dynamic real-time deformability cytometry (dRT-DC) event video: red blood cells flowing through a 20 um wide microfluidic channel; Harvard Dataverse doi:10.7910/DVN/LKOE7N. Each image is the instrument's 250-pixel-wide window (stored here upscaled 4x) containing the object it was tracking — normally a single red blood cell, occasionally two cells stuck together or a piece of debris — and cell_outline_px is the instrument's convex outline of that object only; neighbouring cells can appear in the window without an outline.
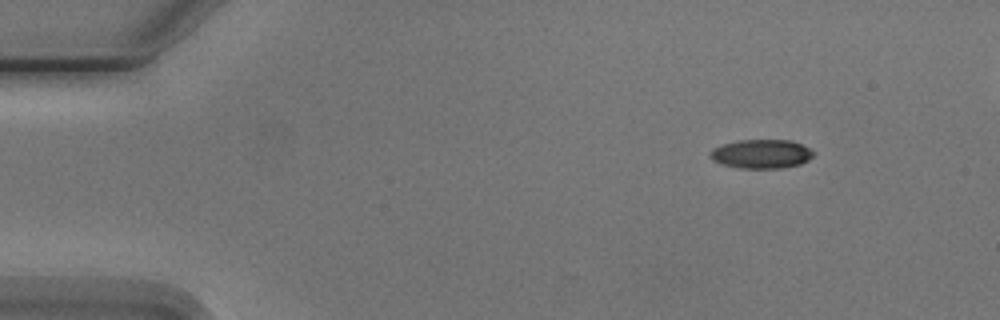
{"species": "Egyptian fruit bat (a non-hibernating species)", "species_latin": "Rousettus aegyptiacus", "temperature_condition": "cold", "stored_images_in_passage": 6, "camera_frame_rate_fps": 3000, "um_per_image_px": 0.085, "animal": {"sex": "male"}, "frame": {"image": 1, "passage_image": 1, "time_ms": 0.0, "image_size_px": [1000, 320], "cell_outline_px": [[812, 156], [808, 160], [800, 164], [776, 168], [740, 168], [720, 164], [712, 160], [712, 152], [716, 148], [724, 144], [740, 140], [792, 140], [808, 148], [812, 152]], "centroid_in_image_um": [64.72, 13.08], "position_along_channel_um": 20.3, "area_um2": 16.99}}
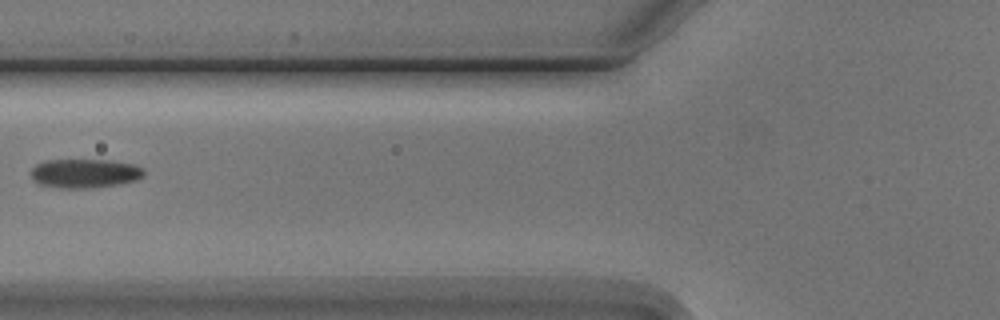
{"frame": {"image": 2, "passage_image": 5, "time_ms": 5.0, "image_size_px": [1000, 320], "cell_outline_px": [[144, 176], [136, 180], [116, 184], [92, 188], [60, 188], [40, 184], [32, 180], [32, 168], [36, 164], [44, 160], [112, 160], [136, 164], [144, 168]], "centroid_in_image_um": [7.22, 14.72], "position_along_channel_um": 118.6, "area_um2": 19.25}}
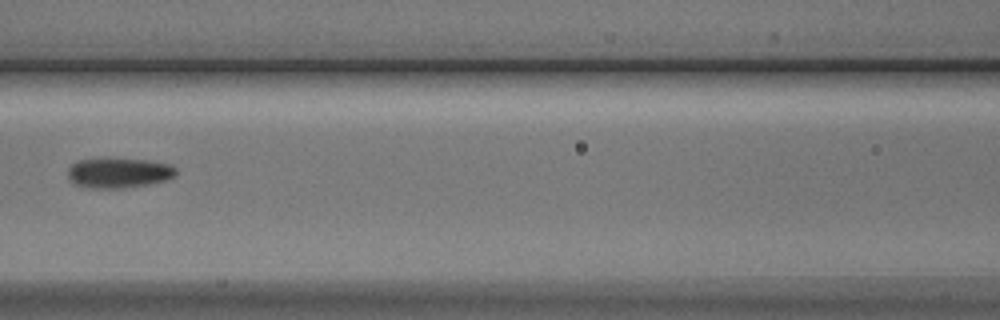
{"frame": {"image": 3, "passage_image": 6, "time_ms": 6.0, "image_size_px": [1000, 320], "cell_outline_px": [[176, 176], [168, 180], [148, 184], [124, 188], [92, 188], [76, 184], [68, 176], [68, 168], [72, 164], [80, 160], [144, 160], [168, 164], [176, 168]], "centroid_in_image_um": [10.14, 14.72], "position_along_channel_um": 156.5, "area_um2": 18.38}}